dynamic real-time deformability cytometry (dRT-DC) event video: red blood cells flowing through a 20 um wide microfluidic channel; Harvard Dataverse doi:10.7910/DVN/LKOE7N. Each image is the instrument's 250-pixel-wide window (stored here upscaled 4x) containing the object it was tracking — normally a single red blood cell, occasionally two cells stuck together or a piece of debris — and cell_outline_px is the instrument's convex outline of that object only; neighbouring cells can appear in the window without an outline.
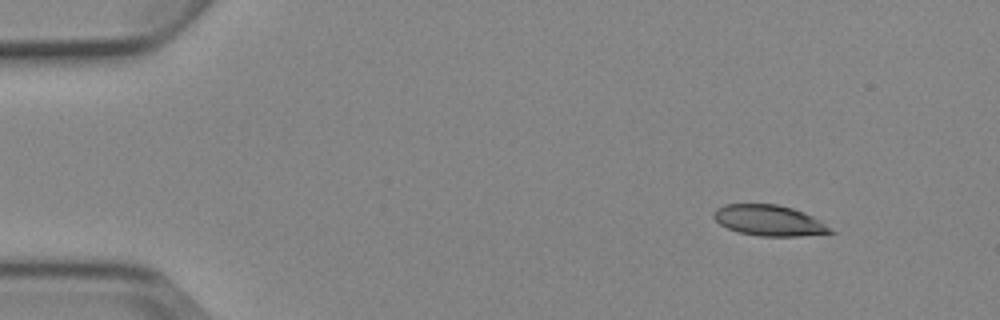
{"species": "Egyptian fruit bat (a non-hibernating species)", "species_latin": "Rousettus aegyptiacus", "temperature_condition": "cold", "stored_images_in_passage": 4, "camera_frame_rate_fps": 3000, "um_per_image_px": 0.085, "animal": {"sex": "female"}, "frame": {"image": 1, "passage_image": 1, "time_ms": 0.0, "image_size_px": [1000, 320], "cell_outline_px": [[836, 232], [800, 236], [760, 236], [740, 232], [728, 228], [720, 224], [712, 216], [712, 212], [716, 208], [724, 204], [776, 204], [792, 208], [804, 212], [820, 220]], "centroid_in_image_um": [65.36, 18.73], "position_along_channel_um": 19.6, "area_um2": 20.87}}
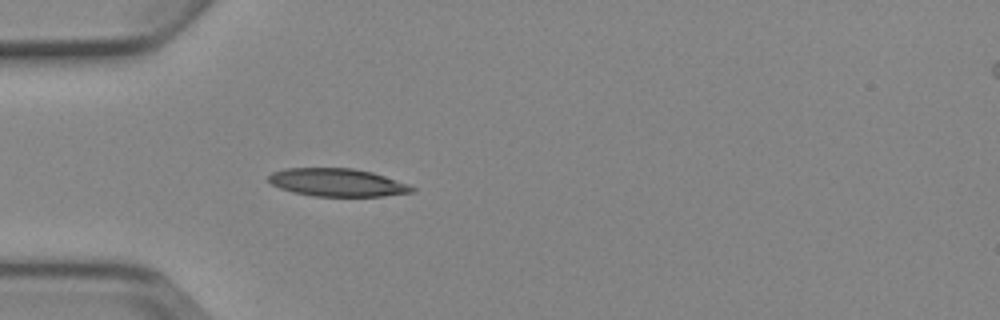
{"frame": {"image": 2, "passage_image": 4, "time_ms": 3.333, "image_size_px": [1000, 320], "cell_outline_px": [[416, 192], [384, 196], [312, 196], [292, 192], [280, 188], [272, 184], [268, 180], [268, 176], [272, 172], [284, 168], [352, 168], [372, 172], [408, 184], [416, 188]], "centroid_in_image_um": [28.67, 15.51], "position_along_channel_um": 56.3, "area_um2": 23.41}}